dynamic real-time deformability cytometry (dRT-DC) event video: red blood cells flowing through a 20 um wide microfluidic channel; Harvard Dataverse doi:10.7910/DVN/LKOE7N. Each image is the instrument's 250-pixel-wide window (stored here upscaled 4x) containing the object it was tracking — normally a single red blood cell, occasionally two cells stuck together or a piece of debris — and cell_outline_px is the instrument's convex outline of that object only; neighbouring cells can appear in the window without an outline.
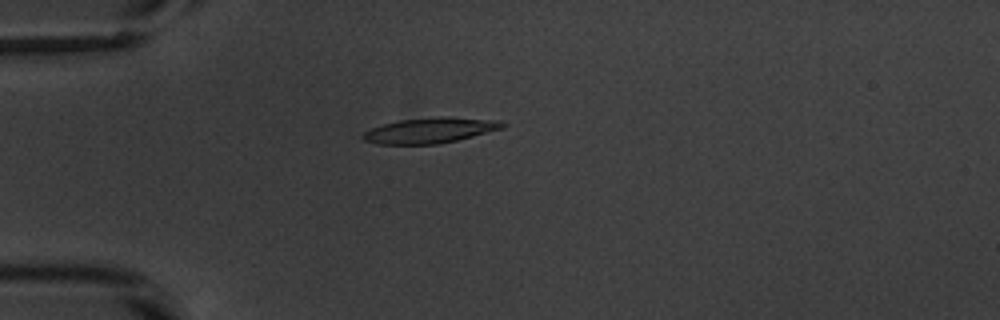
{"species": "common noctule bat (a hibernating species)", "species_latin": "Nyctalus noctula", "temperature_condition": "warm", "stored_images_in_passage": 42, "camera_frame_rate_fps": 3000, "um_per_image_px": 0.085, "animal": {"sex": "male", "body_mass_g": 20.1, "forearm_length_mm": 53.5}, "frame": {"image": 1, "passage_image": 4, "time_ms": 1.0, "image_size_px": [1000, 320], "cell_outline_px": [[508, 124], [504, 128], [456, 140], [436, 144], [376, 144], [364, 140], [360, 136], [364, 132], [372, 128], [384, 124], [400, 120], [436, 116], [444, 116], [500, 120]], "centroid_in_image_um": [36.58, 11.07], "position_along_channel_um": 48.4, "area_um2": 20.75}}
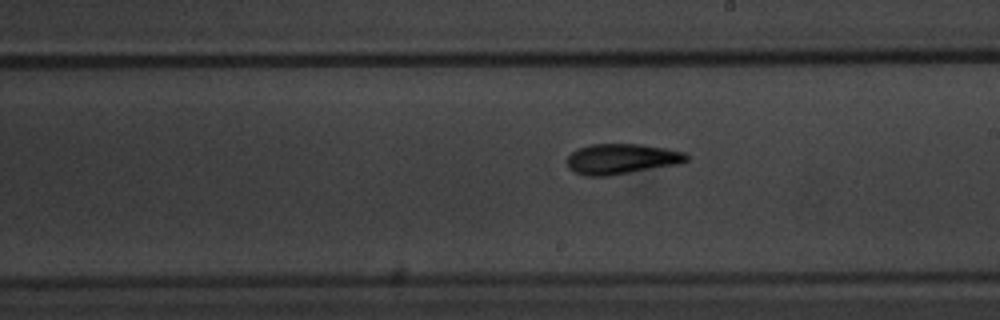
{"frame": {"image": 2, "passage_image": 20, "time_ms": 6.333, "image_size_px": [1000, 320], "cell_outline_px": [[688, 160], [680, 164], [608, 176], [584, 176], [572, 172], [568, 168], [568, 156], [572, 152], [580, 148], [592, 144], [640, 144], [668, 148], [684, 152], [688, 156]], "centroid_in_image_um": [52.84, 13.52], "position_along_channel_um": 236.2, "area_um2": 21.27}}
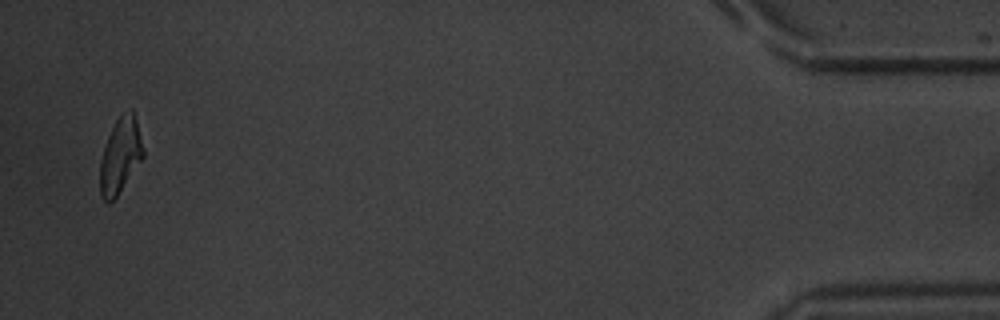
{"frame": {"image": 3, "passage_image": 41, "time_ms": 13.333, "image_size_px": [1000, 320], "cell_outline_px": [[144, 156], [116, 196], [108, 204], [100, 196], [100, 160], [104, 144], [116, 120], [128, 108], [132, 108], [136, 120], [144, 148]], "centroid_in_image_um": [10.21, 13.2], "position_along_channel_um": 425.0, "area_um2": 18.84}, "authors_computed_cell_mechanics": {"area_um2": 20.3167, "velocity_mm_per_s": 3.8308, "shape_relaxation_time_tau1_ms": 3.5925, "shape_relaxation_time_tau2_ms": 4.7574, "deformation_change_tau1": 0.1524, "deformation_change_tau2": 0.1462}}